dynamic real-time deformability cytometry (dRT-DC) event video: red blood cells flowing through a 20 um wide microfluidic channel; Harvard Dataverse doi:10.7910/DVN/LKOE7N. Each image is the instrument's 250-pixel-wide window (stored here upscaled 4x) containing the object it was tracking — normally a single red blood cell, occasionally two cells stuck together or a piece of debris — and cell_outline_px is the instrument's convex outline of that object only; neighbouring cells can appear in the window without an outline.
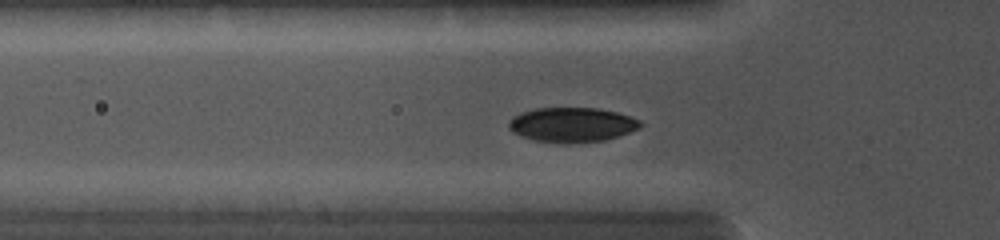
{"species": "common noctule bat (a hibernating species)", "species_latin": "Nyctalus noctula", "temperature_condition": "cold", "stored_images_in_passage": 16, "camera_frame_rate_fps": 5000, "um_per_image_px": 0.085, "animal": {"sex": "female", "body_mass_g": 19.0, "forearm_length_mm": 56.7}, "frame": {"image": 1, "passage_image": 3, "time_ms": 0.8, "image_size_px": [1000, 240], "cell_outline_px": [[644, 124], [628, 132], [604, 140], [536, 140], [520, 136], [512, 132], [508, 128], [508, 120], [512, 116], [520, 112], [536, 108], [600, 108], [616, 112], [640, 120]], "centroid_in_image_um": [48.56, 10.54], "position_along_channel_um": 77.2, "area_um2": 25.61}}
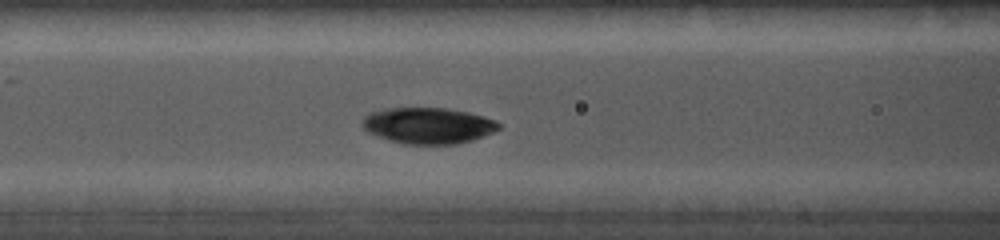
{"frame": {"image": 2, "passage_image": 7, "time_ms": 2.0, "image_size_px": [1000, 240], "cell_outline_px": [[500, 128], [492, 132], [472, 140], [456, 144], [404, 144], [388, 140], [368, 132], [364, 128], [364, 116], [372, 112], [388, 108], [448, 108], [468, 112], [484, 116], [496, 120], [500, 124]], "centroid_in_image_um": [36.42, 10.67], "position_along_channel_um": 130.2, "area_um2": 28.55}}